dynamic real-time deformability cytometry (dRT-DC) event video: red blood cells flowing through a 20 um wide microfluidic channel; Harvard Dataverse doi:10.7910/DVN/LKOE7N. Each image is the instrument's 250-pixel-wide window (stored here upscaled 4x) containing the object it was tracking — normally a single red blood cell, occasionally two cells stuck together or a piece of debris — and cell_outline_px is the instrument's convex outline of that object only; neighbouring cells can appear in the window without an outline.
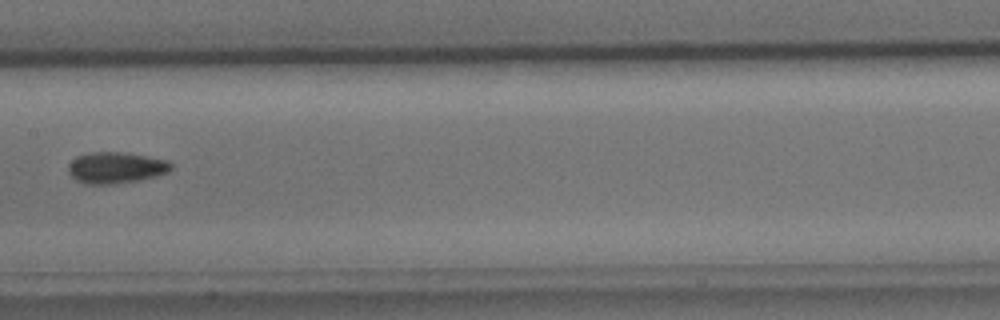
{"species": "common noctule bat (a hibernating species)", "species_latin": "Nyctalus noctula", "temperature_condition": "cold", "stored_images_in_passage": 8, "camera_frame_rate_fps": 3000, "um_per_image_px": 0.085, "animal": {"sex": "male", "body_mass_g": 15.6}, "frame": {"image": 1, "passage_image": 8, "time_ms": 9.0, "image_size_px": [1000, 320], "cell_outline_px": [[172, 168], [168, 172], [156, 176], [140, 180], [112, 184], [84, 184], [76, 180], [68, 172], [68, 164], [76, 156], [92, 152], [120, 152], [168, 160], [172, 164]], "centroid_in_image_um": [9.83, 14.26], "position_along_channel_um": 197.6, "area_um2": 18.73}}